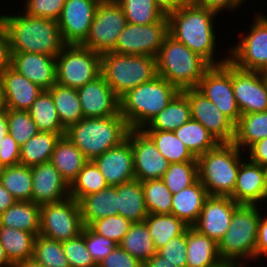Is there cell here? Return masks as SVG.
<instances>
[{"label": "cell", "instance_id": "cell-1", "mask_svg": "<svg viewBox=\"0 0 267 267\" xmlns=\"http://www.w3.org/2000/svg\"><path fill=\"white\" fill-rule=\"evenodd\" d=\"M218 14L195 4H186L167 15L168 34L185 44L211 66L222 65L228 57L215 60L216 33L214 19ZM218 60V61H217Z\"/></svg>", "mask_w": 267, "mask_h": 267}, {"label": "cell", "instance_id": "cell-2", "mask_svg": "<svg viewBox=\"0 0 267 267\" xmlns=\"http://www.w3.org/2000/svg\"><path fill=\"white\" fill-rule=\"evenodd\" d=\"M6 27L11 53H37L56 57L67 45L56 20L19 15H0Z\"/></svg>", "mask_w": 267, "mask_h": 267}, {"label": "cell", "instance_id": "cell-3", "mask_svg": "<svg viewBox=\"0 0 267 267\" xmlns=\"http://www.w3.org/2000/svg\"><path fill=\"white\" fill-rule=\"evenodd\" d=\"M130 129L119 112L102 118H83L78 123L70 125L65 136L89 161H93L108 149L126 140Z\"/></svg>", "mask_w": 267, "mask_h": 267}, {"label": "cell", "instance_id": "cell-4", "mask_svg": "<svg viewBox=\"0 0 267 267\" xmlns=\"http://www.w3.org/2000/svg\"><path fill=\"white\" fill-rule=\"evenodd\" d=\"M155 58L157 75L179 91L197 88L205 72L211 67L205 59L169 34Z\"/></svg>", "mask_w": 267, "mask_h": 267}, {"label": "cell", "instance_id": "cell-5", "mask_svg": "<svg viewBox=\"0 0 267 267\" xmlns=\"http://www.w3.org/2000/svg\"><path fill=\"white\" fill-rule=\"evenodd\" d=\"M178 92L173 84L157 75L151 81L128 90L119 98L120 114L131 129H142Z\"/></svg>", "mask_w": 267, "mask_h": 267}, {"label": "cell", "instance_id": "cell-6", "mask_svg": "<svg viewBox=\"0 0 267 267\" xmlns=\"http://www.w3.org/2000/svg\"><path fill=\"white\" fill-rule=\"evenodd\" d=\"M257 207V204H239L234 210L230 226L218 243L220 259L226 266L243 267L242 258L255 260L258 223L263 214Z\"/></svg>", "mask_w": 267, "mask_h": 267}, {"label": "cell", "instance_id": "cell-7", "mask_svg": "<svg viewBox=\"0 0 267 267\" xmlns=\"http://www.w3.org/2000/svg\"><path fill=\"white\" fill-rule=\"evenodd\" d=\"M242 150L233 142L219 143L197 157L198 179L210 196H231L243 160Z\"/></svg>", "mask_w": 267, "mask_h": 267}, {"label": "cell", "instance_id": "cell-8", "mask_svg": "<svg viewBox=\"0 0 267 267\" xmlns=\"http://www.w3.org/2000/svg\"><path fill=\"white\" fill-rule=\"evenodd\" d=\"M101 75L120 98L128 90L157 76L156 58L106 52L101 54Z\"/></svg>", "mask_w": 267, "mask_h": 267}, {"label": "cell", "instance_id": "cell-9", "mask_svg": "<svg viewBox=\"0 0 267 267\" xmlns=\"http://www.w3.org/2000/svg\"><path fill=\"white\" fill-rule=\"evenodd\" d=\"M101 75V54L67 44L56 56V83L78 89Z\"/></svg>", "mask_w": 267, "mask_h": 267}, {"label": "cell", "instance_id": "cell-10", "mask_svg": "<svg viewBox=\"0 0 267 267\" xmlns=\"http://www.w3.org/2000/svg\"><path fill=\"white\" fill-rule=\"evenodd\" d=\"M126 25L127 19L116 0H100L89 35L81 45L100 54L111 52Z\"/></svg>", "mask_w": 267, "mask_h": 267}, {"label": "cell", "instance_id": "cell-11", "mask_svg": "<svg viewBox=\"0 0 267 267\" xmlns=\"http://www.w3.org/2000/svg\"><path fill=\"white\" fill-rule=\"evenodd\" d=\"M83 228L80 205L74 198L40 205V235L63 242L78 237Z\"/></svg>", "mask_w": 267, "mask_h": 267}, {"label": "cell", "instance_id": "cell-12", "mask_svg": "<svg viewBox=\"0 0 267 267\" xmlns=\"http://www.w3.org/2000/svg\"><path fill=\"white\" fill-rule=\"evenodd\" d=\"M241 41L229 48L228 60L243 70L267 71V16L258 14ZM230 55V56H229Z\"/></svg>", "mask_w": 267, "mask_h": 267}, {"label": "cell", "instance_id": "cell-13", "mask_svg": "<svg viewBox=\"0 0 267 267\" xmlns=\"http://www.w3.org/2000/svg\"><path fill=\"white\" fill-rule=\"evenodd\" d=\"M234 125L241 117L232 86V63L227 60L222 65L211 66L200 80L197 88Z\"/></svg>", "mask_w": 267, "mask_h": 267}, {"label": "cell", "instance_id": "cell-14", "mask_svg": "<svg viewBox=\"0 0 267 267\" xmlns=\"http://www.w3.org/2000/svg\"><path fill=\"white\" fill-rule=\"evenodd\" d=\"M167 35L168 21L147 25L127 23L111 52L156 57Z\"/></svg>", "mask_w": 267, "mask_h": 267}, {"label": "cell", "instance_id": "cell-15", "mask_svg": "<svg viewBox=\"0 0 267 267\" xmlns=\"http://www.w3.org/2000/svg\"><path fill=\"white\" fill-rule=\"evenodd\" d=\"M232 86L241 115L267 111V85L263 72L243 70L232 64Z\"/></svg>", "mask_w": 267, "mask_h": 267}, {"label": "cell", "instance_id": "cell-16", "mask_svg": "<svg viewBox=\"0 0 267 267\" xmlns=\"http://www.w3.org/2000/svg\"><path fill=\"white\" fill-rule=\"evenodd\" d=\"M127 138L132 145L135 179L141 182L162 179L170 163L152 139L142 129H130Z\"/></svg>", "mask_w": 267, "mask_h": 267}, {"label": "cell", "instance_id": "cell-17", "mask_svg": "<svg viewBox=\"0 0 267 267\" xmlns=\"http://www.w3.org/2000/svg\"><path fill=\"white\" fill-rule=\"evenodd\" d=\"M182 92L188 98L191 119L201 123L219 143H232L235 125L196 88Z\"/></svg>", "mask_w": 267, "mask_h": 267}, {"label": "cell", "instance_id": "cell-18", "mask_svg": "<svg viewBox=\"0 0 267 267\" xmlns=\"http://www.w3.org/2000/svg\"><path fill=\"white\" fill-rule=\"evenodd\" d=\"M100 0H65L58 26L66 44H82L89 35Z\"/></svg>", "mask_w": 267, "mask_h": 267}, {"label": "cell", "instance_id": "cell-19", "mask_svg": "<svg viewBox=\"0 0 267 267\" xmlns=\"http://www.w3.org/2000/svg\"><path fill=\"white\" fill-rule=\"evenodd\" d=\"M238 205L229 196H209L193 227L218 244L226 234Z\"/></svg>", "mask_w": 267, "mask_h": 267}, {"label": "cell", "instance_id": "cell-20", "mask_svg": "<svg viewBox=\"0 0 267 267\" xmlns=\"http://www.w3.org/2000/svg\"><path fill=\"white\" fill-rule=\"evenodd\" d=\"M84 118H102L120 112L119 97L102 75L77 89Z\"/></svg>", "mask_w": 267, "mask_h": 267}, {"label": "cell", "instance_id": "cell-21", "mask_svg": "<svg viewBox=\"0 0 267 267\" xmlns=\"http://www.w3.org/2000/svg\"><path fill=\"white\" fill-rule=\"evenodd\" d=\"M31 171L32 202L43 205L70 197V186L50 161L31 166Z\"/></svg>", "mask_w": 267, "mask_h": 267}, {"label": "cell", "instance_id": "cell-22", "mask_svg": "<svg viewBox=\"0 0 267 267\" xmlns=\"http://www.w3.org/2000/svg\"><path fill=\"white\" fill-rule=\"evenodd\" d=\"M93 162L105 177L108 185L116 186L135 180L133 151L128 138L96 157Z\"/></svg>", "mask_w": 267, "mask_h": 267}, {"label": "cell", "instance_id": "cell-23", "mask_svg": "<svg viewBox=\"0 0 267 267\" xmlns=\"http://www.w3.org/2000/svg\"><path fill=\"white\" fill-rule=\"evenodd\" d=\"M11 66L44 90L56 84V57L27 52L11 53Z\"/></svg>", "mask_w": 267, "mask_h": 267}, {"label": "cell", "instance_id": "cell-24", "mask_svg": "<svg viewBox=\"0 0 267 267\" xmlns=\"http://www.w3.org/2000/svg\"><path fill=\"white\" fill-rule=\"evenodd\" d=\"M247 160L241 161L236 185L230 197L239 204L258 205L266 201L264 167Z\"/></svg>", "mask_w": 267, "mask_h": 267}, {"label": "cell", "instance_id": "cell-25", "mask_svg": "<svg viewBox=\"0 0 267 267\" xmlns=\"http://www.w3.org/2000/svg\"><path fill=\"white\" fill-rule=\"evenodd\" d=\"M0 79L5 91L7 109L27 111L44 90L11 65L0 75Z\"/></svg>", "mask_w": 267, "mask_h": 267}, {"label": "cell", "instance_id": "cell-26", "mask_svg": "<svg viewBox=\"0 0 267 267\" xmlns=\"http://www.w3.org/2000/svg\"><path fill=\"white\" fill-rule=\"evenodd\" d=\"M186 267H226L220 259L218 244L193 226L187 228Z\"/></svg>", "mask_w": 267, "mask_h": 267}, {"label": "cell", "instance_id": "cell-27", "mask_svg": "<svg viewBox=\"0 0 267 267\" xmlns=\"http://www.w3.org/2000/svg\"><path fill=\"white\" fill-rule=\"evenodd\" d=\"M209 196L206 188L198 179L191 186L173 194L171 214L183 220L188 226H193Z\"/></svg>", "mask_w": 267, "mask_h": 267}, {"label": "cell", "instance_id": "cell-28", "mask_svg": "<svg viewBox=\"0 0 267 267\" xmlns=\"http://www.w3.org/2000/svg\"><path fill=\"white\" fill-rule=\"evenodd\" d=\"M89 160L65 135L57 140L50 162L70 186Z\"/></svg>", "mask_w": 267, "mask_h": 267}, {"label": "cell", "instance_id": "cell-29", "mask_svg": "<svg viewBox=\"0 0 267 267\" xmlns=\"http://www.w3.org/2000/svg\"><path fill=\"white\" fill-rule=\"evenodd\" d=\"M79 205L84 226H90L107 216L118 215L117 188L109 185L99 192L84 196Z\"/></svg>", "mask_w": 267, "mask_h": 267}, {"label": "cell", "instance_id": "cell-30", "mask_svg": "<svg viewBox=\"0 0 267 267\" xmlns=\"http://www.w3.org/2000/svg\"><path fill=\"white\" fill-rule=\"evenodd\" d=\"M116 188L118 214L133 223L144 222L148 216V211L145 205L142 182L135 179L116 185Z\"/></svg>", "mask_w": 267, "mask_h": 267}, {"label": "cell", "instance_id": "cell-31", "mask_svg": "<svg viewBox=\"0 0 267 267\" xmlns=\"http://www.w3.org/2000/svg\"><path fill=\"white\" fill-rule=\"evenodd\" d=\"M191 119L187 96L179 91L169 104L142 130L174 131Z\"/></svg>", "mask_w": 267, "mask_h": 267}, {"label": "cell", "instance_id": "cell-32", "mask_svg": "<svg viewBox=\"0 0 267 267\" xmlns=\"http://www.w3.org/2000/svg\"><path fill=\"white\" fill-rule=\"evenodd\" d=\"M0 226L40 234V205L32 201H16L0 214Z\"/></svg>", "mask_w": 267, "mask_h": 267}, {"label": "cell", "instance_id": "cell-33", "mask_svg": "<svg viewBox=\"0 0 267 267\" xmlns=\"http://www.w3.org/2000/svg\"><path fill=\"white\" fill-rule=\"evenodd\" d=\"M36 235L24 230L0 226V242L9 262L16 263L32 258Z\"/></svg>", "mask_w": 267, "mask_h": 267}, {"label": "cell", "instance_id": "cell-34", "mask_svg": "<svg viewBox=\"0 0 267 267\" xmlns=\"http://www.w3.org/2000/svg\"><path fill=\"white\" fill-rule=\"evenodd\" d=\"M60 136L59 133L39 131L20 146V165L31 167L49 162Z\"/></svg>", "mask_w": 267, "mask_h": 267}, {"label": "cell", "instance_id": "cell-35", "mask_svg": "<svg viewBox=\"0 0 267 267\" xmlns=\"http://www.w3.org/2000/svg\"><path fill=\"white\" fill-rule=\"evenodd\" d=\"M48 91L65 129L84 118L77 89L56 83Z\"/></svg>", "mask_w": 267, "mask_h": 267}, {"label": "cell", "instance_id": "cell-36", "mask_svg": "<svg viewBox=\"0 0 267 267\" xmlns=\"http://www.w3.org/2000/svg\"><path fill=\"white\" fill-rule=\"evenodd\" d=\"M267 137V111L242 114L235 125L233 143L242 151Z\"/></svg>", "mask_w": 267, "mask_h": 267}, {"label": "cell", "instance_id": "cell-37", "mask_svg": "<svg viewBox=\"0 0 267 267\" xmlns=\"http://www.w3.org/2000/svg\"><path fill=\"white\" fill-rule=\"evenodd\" d=\"M38 131L59 133L65 135L53 98L48 90H43L27 110Z\"/></svg>", "mask_w": 267, "mask_h": 267}, {"label": "cell", "instance_id": "cell-38", "mask_svg": "<svg viewBox=\"0 0 267 267\" xmlns=\"http://www.w3.org/2000/svg\"><path fill=\"white\" fill-rule=\"evenodd\" d=\"M144 222L156 250L164 247L170 239L183 234L189 227L173 214H148Z\"/></svg>", "mask_w": 267, "mask_h": 267}, {"label": "cell", "instance_id": "cell-39", "mask_svg": "<svg viewBox=\"0 0 267 267\" xmlns=\"http://www.w3.org/2000/svg\"><path fill=\"white\" fill-rule=\"evenodd\" d=\"M173 132L196 158L219 144L217 139L201 123L193 119Z\"/></svg>", "mask_w": 267, "mask_h": 267}, {"label": "cell", "instance_id": "cell-40", "mask_svg": "<svg viewBox=\"0 0 267 267\" xmlns=\"http://www.w3.org/2000/svg\"><path fill=\"white\" fill-rule=\"evenodd\" d=\"M119 246L142 263L157 253L145 222L133 223Z\"/></svg>", "mask_w": 267, "mask_h": 267}, {"label": "cell", "instance_id": "cell-41", "mask_svg": "<svg viewBox=\"0 0 267 267\" xmlns=\"http://www.w3.org/2000/svg\"><path fill=\"white\" fill-rule=\"evenodd\" d=\"M154 142L157 150L169 163L197 161V158L177 138L173 131L143 130Z\"/></svg>", "mask_w": 267, "mask_h": 267}, {"label": "cell", "instance_id": "cell-42", "mask_svg": "<svg viewBox=\"0 0 267 267\" xmlns=\"http://www.w3.org/2000/svg\"><path fill=\"white\" fill-rule=\"evenodd\" d=\"M0 183L16 201H32L31 167L20 164L4 167L0 176Z\"/></svg>", "mask_w": 267, "mask_h": 267}, {"label": "cell", "instance_id": "cell-43", "mask_svg": "<svg viewBox=\"0 0 267 267\" xmlns=\"http://www.w3.org/2000/svg\"><path fill=\"white\" fill-rule=\"evenodd\" d=\"M122 7L127 23L147 25L168 21L167 15L154 0H116Z\"/></svg>", "mask_w": 267, "mask_h": 267}, {"label": "cell", "instance_id": "cell-44", "mask_svg": "<svg viewBox=\"0 0 267 267\" xmlns=\"http://www.w3.org/2000/svg\"><path fill=\"white\" fill-rule=\"evenodd\" d=\"M108 185L105 177L93 161H88L70 185V197L79 202L84 196L99 192Z\"/></svg>", "mask_w": 267, "mask_h": 267}, {"label": "cell", "instance_id": "cell-45", "mask_svg": "<svg viewBox=\"0 0 267 267\" xmlns=\"http://www.w3.org/2000/svg\"><path fill=\"white\" fill-rule=\"evenodd\" d=\"M148 214H171L172 196L162 179L142 182Z\"/></svg>", "mask_w": 267, "mask_h": 267}, {"label": "cell", "instance_id": "cell-46", "mask_svg": "<svg viewBox=\"0 0 267 267\" xmlns=\"http://www.w3.org/2000/svg\"><path fill=\"white\" fill-rule=\"evenodd\" d=\"M162 180L172 194H177L198 180L197 161L170 163Z\"/></svg>", "mask_w": 267, "mask_h": 267}, {"label": "cell", "instance_id": "cell-47", "mask_svg": "<svg viewBox=\"0 0 267 267\" xmlns=\"http://www.w3.org/2000/svg\"><path fill=\"white\" fill-rule=\"evenodd\" d=\"M32 257L44 267H70L62 242L40 234L36 236Z\"/></svg>", "mask_w": 267, "mask_h": 267}, {"label": "cell", "instance_id": "cell-48", "mask_svg": "<svg viewBox=\"0 0 267 267\" xmlns=\"http://www.w3.org/2000/svg\"><path fill=\"white\" fill-rule=\"evenodd\" d=\"M8 133L23 145L39 131L28 111L7 109Z\"/></svg>", "mask_w": 267, "mask_h": 267}, {"label": "cell", "instance_id": "cell-49", "mask_svg": "<svg viewBox=\"0 0 267 267\" xmlns=\"http://www.w3.org/2000/svg\"><path fill=\"white\" fill-rule=\"evenodd\" d=\"M132 224V221L118 214L96 220L89 227L96 234L104 236L119 245Z\"/></svg>", "mask_w": 267, "mask_h": 267}, {"label": "cell", "instance_id": "cell-50", "mask_svg": "<svg viewBox=\"0 0 267 267\" xmlns=\"http://www.w3.org/2000/svg\"><path fill=\"white\" fill-rule=\"evenodd\" d=\"M62 245L70 267H97L86 247L85 238L82 234L76 238L63 241Z\"/></svg>", "mask_w": 267, "mask_h": 267}, {"label": "cell", "instance_id": "cell-51", "mask_svg": "<svg viewBox=\"0 0 267 267\" xmlns=\"http://www.w3.org/2000/svg\"><path fill=\"white\" fill-rule=\"evenodd\" d=\"M187 230L157 250V254L176 267H186L187 262Z\"/></svg>", "mask_w": 267, "mask_h": 267}, {"label": "cell", "instance_id": "cell-52", "mask_svg": "<svg viewBox=\"0 0 267 267\" xmlns=\"http://www.w3.org/2000/svg\"><path fill=\"white\" fill-rule=\"evenodd\" d=\"M81 234L84 236L86 247L96 264L105 259L117 246V244L110 239L96 234L89 226H84Z\"/></svg>", "mask_w": 267, "mask_h": 267}, {"label": "cell", "instance_id": "cell-53", "mask_svg": "<svg viewBox=\"0 0 267 267\" xmlns=\"http://www.w3.org/2000/svg\"><path fill=\"white\" fill-rule=\"evenodd\" d=\"M65 0H26L24 13L53 20H58Z\"/></svg>", "mask_w": 267, "mask_h": 267}, {"label": "cell", "instance_id": "cell-54", "mask_svg": "<svg viewBox=\"0 0 267 267\" xmlns=\"http://www.w3.org/2000/svg\"><path fill=\"white\" fill-rule=\"evenodd\" d=\"M97 267H143V263L117 245Z\"/></svg>", "mask_w": 267, "mask_h": 267}, {"label": "cell", "instance_id": "cell-55", "mask_svg": "<svg viewBox=\"0 0 267 267\" xmlns=\"http://www.w3.org/2000/svg\"><path fill=\"white\" fill-rule=\"evenodd\" d=\"M0 162L4 167L20 164V145L9 133L0 142Z\"/></svg>", "mask_w": 267, "mask_h": 267}, {"label": "cell", "instance_id": "cell-56", "mask_svg": "<svg viewBox=\"0 0 267 267\" xmlns=\"http://www.w3.org/2000/svg\"><path fill=\"white\" fill-rule=\"evenodd\" d=\"M11 65L8 33L0 17V75Z\"/></svg>", "mask_w": 267, "mask_h": 267}, {"label": "cell", "instance_id": "cell-57", "mask_svg": "<svg viewBox=\"0 0 267 267\" xmlns=\"http://www.w3.org/2000/svg\"><path fill=\"white\" fill-rule=\"evenodd\" d=\"M243 2V0H197L195 5L211 10L216 14H220L221 10L238 9Z\"/></svg>", "mask_w": 267, "mask_h": 267}, {"label": "cell", "instance_id": "cell-58", "mask_svg": "<svg viewBox=\"0 0 267 267\" xmlns=\"http://www.w3.org/2000/svg\"><path fill=\"white\" fill-rule=\"evenodd\" d=\"M260 216L255 245V260H258L261 258V256L265 255L267 258V216L264 218L263 215Z\"/></svg>", "mask_w": 267, "mask_h": 267}, {"label": "cell", "instance_id": "cell-59", "mask_svg": "<svg viewBox=\"0 0 267 267\" xmlns=\"http://www.w3.org/2000/svg\"><path fill=\"white\" fill-rule=\"evenodd\" d=\"M249 160L260 165H267V137L252 144L247 149Z\"/></svg>", "mask_w": 267, "mask_h": 267}, {"label": "cell", "instance_id": "cell-60", "mask_svg": "<svg viewBox=\"0 0 267 267\" xmlns=\"http://www.w3.org/2000/svg\"><path fill=\"white\" fill-rule=\"evenodd\" d=\"M158 7L165 15L178 10L181 6L186 5L183 0H154Z\"/></svg>", "mask_w": 267, "mask_h": 267}, {"label": "cell", "instance_id": "cell-61", "mask_svg": "<svg viewBox=\"0 0 267 267\" xmlns=\"http://www.w3.org/2000/svg\"><path fill=\"white\" fill-rule=\"evenodd\" d=\"M16 202L12 194L0 183V214Z\"/></svg>", "mask_w": 267, "mask_h": 267}, {"label": "cell", "instance_id": "cell-62", "mask_svg": "<svg viewBox=\"0 0 267 267\" xmlns=\"http://www.w3.org/2000/svg\"><path fill=\"white\" fill-rule=\"evenodd\" d=\"M143 267H176L166 259L155 253L151 258L143 262Z\"/></svg>", "mask_w": 267, "mask_h": 267}, {"label": "cell", "instance_id": "cell-63", "mask_svg": "<svg viewBox=\"0 0 267 267\" xmlns=\"http://www.w3.org/2000/svg\"><path fill=\"white\" fill-rule=\"evenodd\" d=\"M8 134L7 109L0 111V142Z\"/></svg>", "mask_w": 267, "mask_h": 267}, {"label": "cell", "instance_id": "cell-64", "mask_svg": "<svg viewBox=\"0 0 267 267\" xmlns=\"http://www.w3.org/2000/svg\"><path fill=\"white\" fill-rule=\"evenodd\" d=\"M13 267H44L38 263L33 257L16 263Z\"/></svg>", "mask_w": 267, "mask_h": 267}, {"label": "cell", "instance_id": "cell-65", "mask_svg": "<svg viewBox=\"0 0 267 267\" xmlns=\"http://www.w3.org/2000/svg\"><path fill=\"white\" fill-rule=\"evenodd\" d=\"M0 267H13V265L8 260V257L5 253V250L1 242H0Z\"/></svg>", "mask_w": 267, "mask_h": 267}, {"label": "cell", "instance_id": "cell-66", "mask_svg": "<svg viewBox=\"0 0 267 267\" xmlns=\"http://www.w3.org/2000/svg\"><path fill=\"white\" fill-rule=\"evenodd\" d=\"M6 99H5V91L3 88L2 81L0 79V111L6 110Z\"/></svg>", "mask_w": 267, "mask_h": 267}, {"label": "cell", "instance_id": "cell-67", "mask_svg": "<svg viewBox=\"0 0 267 267\" xmlns=\"http://www.w3.org/2000/svg\"><path fill=\"white\" fill-rule=\"evenodd\" d=\"M264 181H265L266 200H267V165L264 166Z\"/></svg>", "mask_w": 267, "mask_h": 267}, {"label": "cell", "instance_id": "cell-68", "mask_svg": "<svg viewBox=\"0 0 267 267\" xmlns=\"http://www.w3.org/2000/svg\"><path fill=\"white\" fill-rule=\"evenodd\" d=\"M186 4H195L197 0H183Z\"/></svg>", "mask_w": 267, "mask_h": 267}, {"label": "cell", "instance_id": "cell-69", "mask_svg": "<svg viewBox=\"0 0 267 267\" xmlns=\"http://www.w3.org/2000/svg\"><path fill=\"white\" fill-rule=\"evenodd\" d=\"M263 75H264V79H265V82H266V85H267V71H263Z\"/></svg>", "mask_w": 267, "mask_h": 267}, {"label": "cell", "instance_id": "cell-70", "mask_svg": "<svg viewBox=\"0 0 267 267\" xmlns=\"http://www.w3.org/2000/svg\"><path fill=\"white\" fill-rule=\"evenodd\" d=\"M3 169H4V166L0 162V176H1L2 172H3Z\"/></svg>", "mask_w": 267, "mask_h": 267}]
</instances>
